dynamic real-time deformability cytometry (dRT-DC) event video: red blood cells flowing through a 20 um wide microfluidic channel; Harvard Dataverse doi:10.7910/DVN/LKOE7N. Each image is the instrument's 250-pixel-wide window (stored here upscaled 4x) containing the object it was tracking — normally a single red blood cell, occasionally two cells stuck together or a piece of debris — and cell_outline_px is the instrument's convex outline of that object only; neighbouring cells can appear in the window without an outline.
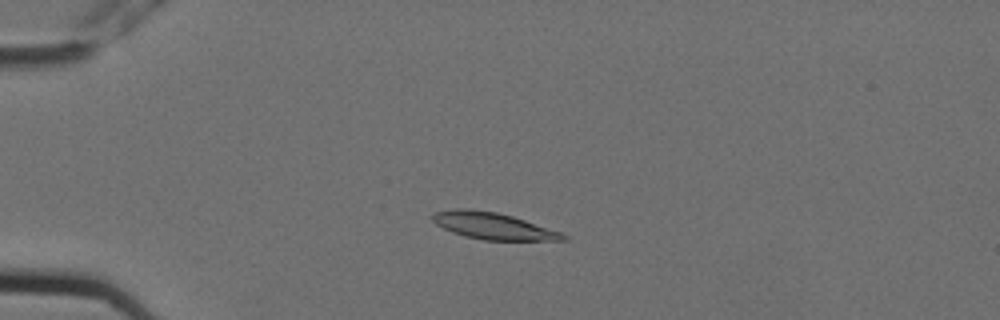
{"species": "Egyptian fruit bat (a non-hibernating species)", "species_latin": "Rousettus aegyptiacus", "temperature_condition": "cold", "stored_images_in_passage": 5, "camera_frame_rate_fps": 3000, "um_per_image_px": 0.085, "animal": {"sex": "female"}, "frame": {"image": 1, "passage_image": 4, "time_ms": 1.0, "image_size_px": [1000, 320], "cell_outline_px": [[568, 240], [484, 240], [464, 236], [452, 232], [436, 224], [428, 216], [432, 212], [452, 208], [468, 208], [496, 212], [512, 216], [560, 232], [568, 236]], "centroid_in_image_um": [41.82, 19.19], "position_along_channel_um": 43.2, "area_um2": 20.4}}